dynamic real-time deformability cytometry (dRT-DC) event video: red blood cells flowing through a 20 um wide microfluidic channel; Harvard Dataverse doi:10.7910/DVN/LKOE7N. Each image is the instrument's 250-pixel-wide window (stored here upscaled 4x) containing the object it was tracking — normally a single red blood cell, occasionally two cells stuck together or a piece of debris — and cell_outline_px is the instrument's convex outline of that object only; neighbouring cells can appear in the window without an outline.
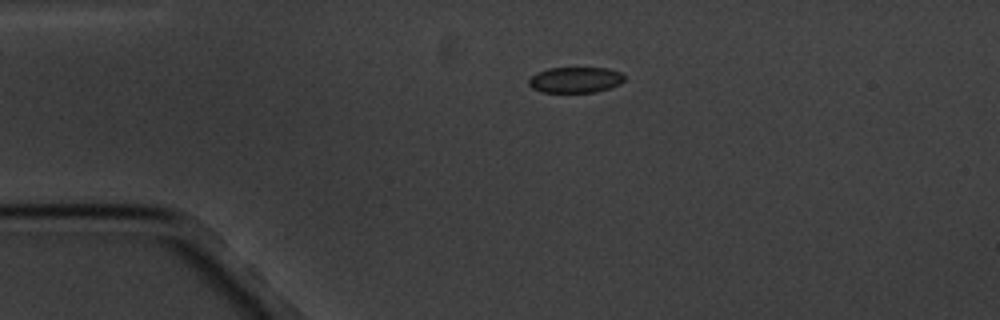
{"species": "common noctule bat (a hibernating species)", "species_latin": "Nyctalus noctula", "temperature_condition": "cold", "stored_images_in_passage": 2, "camera_frame_rate_fps": 3000, "um_per_image_px": 0.085, "animal": {"sex": "male", "body_mass_g": 20.1, "forearm_length_mm": 53.5}, "frame": {"image": 1, "passage_image": 1, "time_ms": 0.0, "image_size_px": [1000, 320], "cell_outline_px": [[624, 80], [620, 84], [596, 92], [540, 92], [532, 88], [528, 84], [528, 80], [536, 72], [548, 68], [608, 68], [620, 72], [624, 76]], "centroid_in_image_um": [48.88, 6.79], "position_along_channel_um": 36.1, "area_um2": 14.39}}